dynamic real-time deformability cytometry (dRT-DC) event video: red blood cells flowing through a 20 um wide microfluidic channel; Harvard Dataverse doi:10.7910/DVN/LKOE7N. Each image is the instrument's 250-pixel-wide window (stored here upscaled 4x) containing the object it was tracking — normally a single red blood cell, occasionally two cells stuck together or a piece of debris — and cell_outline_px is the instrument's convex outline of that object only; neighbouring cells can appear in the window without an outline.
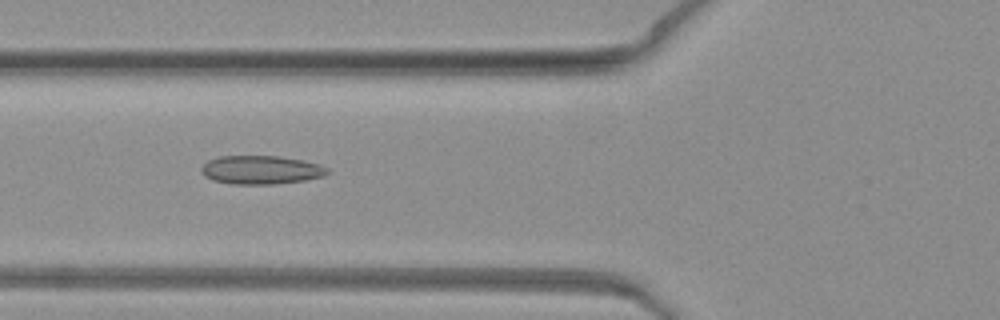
{"species": "common noctule bat (a hibernating species)", "species_latin": "Nyctalus noctula", "temperature_condition": "warm", "stored_images_in_passage": 50, "camera_frame_rate_fps": 3000, "um_per_image_px": 0.085, "animal": {"sex": "female", "body_mass_g": 19.3, "forearm_length_mm": 54.1}, "frame": {"image": 1, "passage_image": 18, "time_ms": 5.667, "image_size_px": [1000, 320], "cell_outline_px": [[328, 172], [324, 176], [304, 180], [272, 184], [232, 184], [212, 180], [204, 176], [200, 172], [200, 168], [208, 160], [220, 156], [280, 156], [304, 160], [320, 164], [328, 168]], "centroid_in_image_um": [22.17, 14.43], "position_along_channel_um": 103.6, "area_um2": 21.1}}
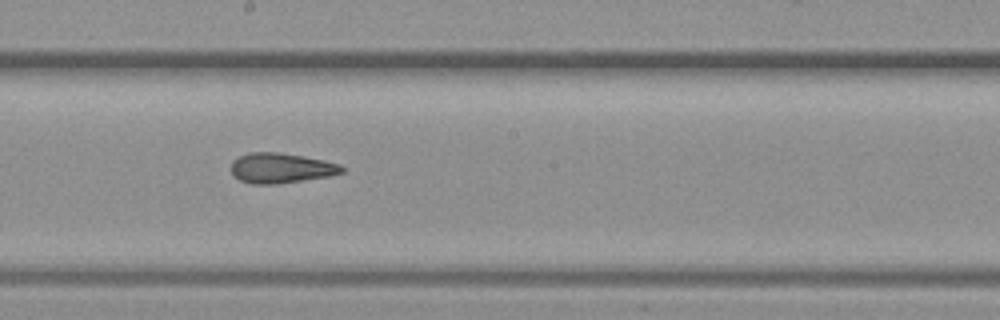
{"frame": {"image": 2, "passage_image": 27, "time_ms": 8.667, "image_size_px": [1000, 320], "cell_outline_px": [[344, 172], [332, 176], [276, 184], [252, 184], [240, 180], [232, 176], [232, 160], [248, 152], [276, 152], [304, 156], [324, 160], [340, 164], [344, 168]], "centroid_in_image_um": [23.89, 14.29], "position_along_channel_um": 224.3, "area_um2": 19.59}}
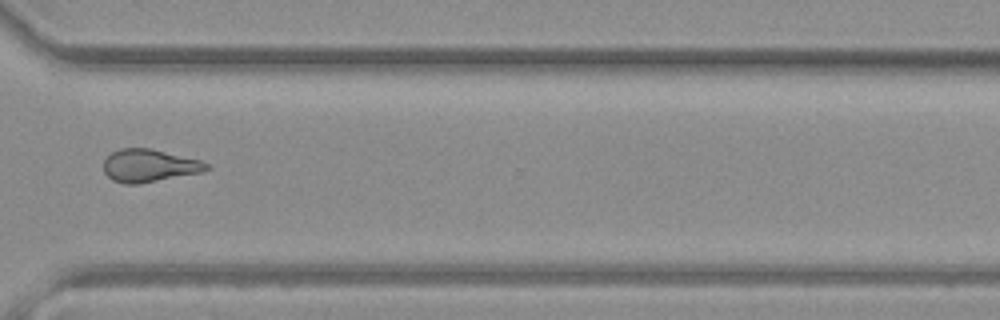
{"frame": {"image": 3, "passage_image": 37, "time_ms": 12.0, "image_size_px": [1000, 320], "cell_outline_px": [[212, 168], [204, 172], [140, 184], [124, 184], [112, 180], [104, 172], [104, 160], [112, 152], [120, 148], [152, 148], [200, 160], [208, 164]], "centroid_in_image_um": [12.71, 14.08], "position_along_channel_um": 357.9, "area_um2": 19.88}}